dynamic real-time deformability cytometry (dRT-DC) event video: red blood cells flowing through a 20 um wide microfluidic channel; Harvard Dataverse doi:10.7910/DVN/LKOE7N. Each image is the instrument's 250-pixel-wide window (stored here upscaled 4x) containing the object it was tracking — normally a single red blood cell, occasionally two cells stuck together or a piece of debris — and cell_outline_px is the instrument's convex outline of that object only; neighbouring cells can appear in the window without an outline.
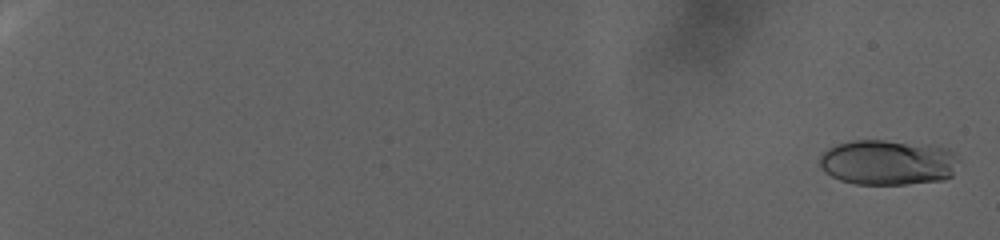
{"species": "human", "species_latin": "Homo sapiens", "temperature_condition": "warm", "stored_images_in_passage": 104, "camera_frame_rate_fps": 3000, "um_per_image_px": 0.085, "donor": {"sex": "female"}, "frame": {"image": 1, "passage_image": 3, "time_ms": 0.667, "image_size_px": [1000, 240], "cell_outline_px": [[960, 160], [952, 176], [944, 180], [908, 184], [856, 184], [840, 180], [824, 172], [820, 164], [820, 156], [828, 148], [836, 144], [852, 140], [884, 140], [928, 144], [948, 148]], "centroid_in_image_um": [75.5, 13.8], "position_along_channel_um": 9.5, "area_um2": 37.11}}
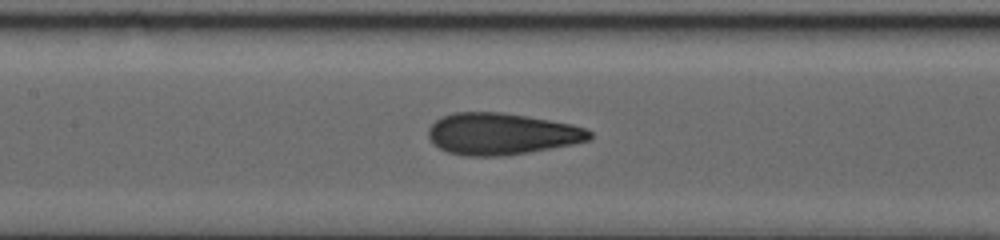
{"frame": {"image": 2, "passage_image": 59, "time_ms": 19.333, "image_size_px": [1000, 240], "cell_outline_px": [[592, 136], [588, 140], [572, 144], [552, 148], [528, 152], [500, 156], [464, 156], [448, 152], [440, 148], [428, 136], [428, 128], [440, 116], [452, 112], [500, 112], [528, 116], [572, 124], [584, 128], [592, 132]], "centroid_in_image_um": [42.61, 11.37], "position_along_channel_um": 164.8, "area_um2": 39.07}}
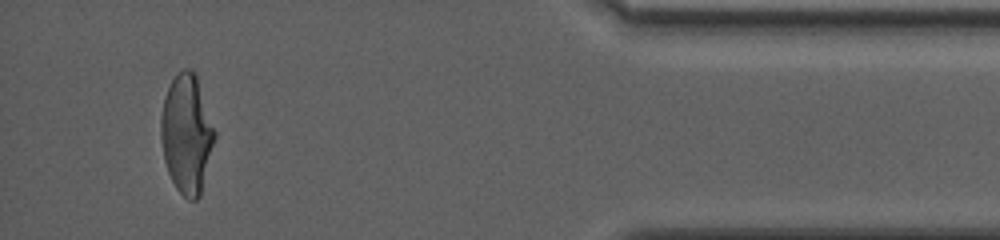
{"frame": {"image": 3, "passage_image": 99, "time_ms": 32.667, "image_size_px": [1000, 240], "cell_outline_px": [[216, 136], [200, 196], [196, 200], [188, 200], [176, 188], [168, 172], [164, 160], [160, 136], [160, 116], [164, 96], [172, 80], [184, 68], [188, 68], [196, 72], [216, 132]], "centroid_in_image_um": [15.87, 11.37], "position_along_channel_um": 419.3, "area_um2": 37.45}}